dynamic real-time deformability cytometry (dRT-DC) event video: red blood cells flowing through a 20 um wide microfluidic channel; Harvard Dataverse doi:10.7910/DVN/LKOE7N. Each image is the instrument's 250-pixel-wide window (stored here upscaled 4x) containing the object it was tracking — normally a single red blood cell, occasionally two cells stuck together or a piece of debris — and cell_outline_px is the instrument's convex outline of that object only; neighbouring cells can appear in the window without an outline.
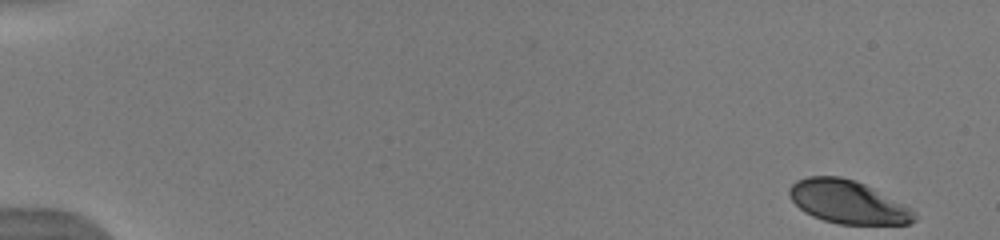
{"species": "human", "species_latin": "Homo sapiens", "temperature_condition": "warm", "stored_images_in_passage": 48, "camera_frame_rate_fps": 3000, "um_per_image_px": 0.085, "donor": {"sex": "male"}, "frame": {"image": 1, "passage_image": 1, "time_ms": 0.0, "image_size_px": [1000, 240], "cell_outline_px": [[916, 220], [908, 224], [840, 224], [824, 220], [812, 216], [804, 212], [788, 196], [788, 188], [796, 180], [808, 176], [840, 176], [856, 180], [912, 208], [916, 212]], "centroid_in_image_um": [72.05, 17.16], "position_along_channel_um": 12.9, "area_um2": 31.5}}
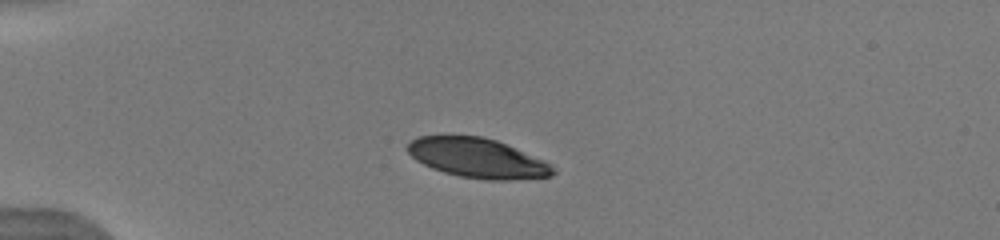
{"frame": {"image": 2, "passage_image": 12, "time_ms": 4.0, "image_size_px": [1000, 240], "cell_outline_px": [[556, 172], [552, 176], [512, 180], [488, 180], [460, 176], [444, 172], [432, 168], [416, 160], [404, 148], [416, 136], [480, 136], [496, 140], [544, 160], [556, 168]], "centroid_in_image_um": [40.6, 13.44], "position_along_channel_um": 44.4, "area_um2": 33.47}}
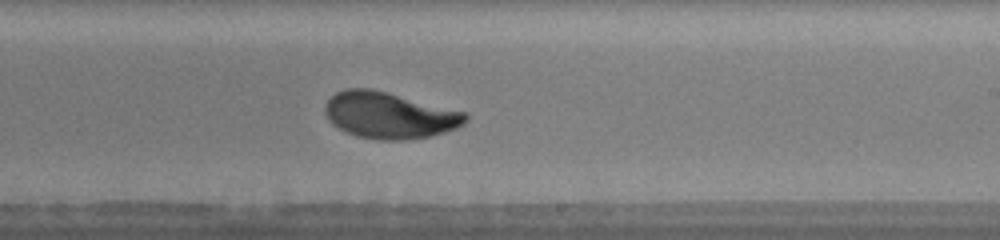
{"frame": {"image": 3, "passage_image": 31, "time_ms": 10.333, "image_size_px": [1000, 240], "cell_outline_px": [[468, 120], [464, 124], [456, 128], [444, 132], [428, 136], [404, 140], [376, 140], [356, 136], [332, 124], [328, 120], [324, 112], [324, 104], [336, 92], [348, 88], [368, 88], [464, 112], [468, 116]], "centroid_in_image_um": [33.05, 9.81], "position_along_channel_um": 256.0, "area_um2": 37.51}, "authors_computed_cell_mechanics": {"area_um2": 36.3851, "velocity_mm_per_s": 3.9426, "shape_relaxation_time_tau1_ms": 2.7849, "shape_relaxation_time_tau2_ms": 0.7621, "deformation_change_tau1": 0.1575, "deformation_change_tau2": 0.0486}}